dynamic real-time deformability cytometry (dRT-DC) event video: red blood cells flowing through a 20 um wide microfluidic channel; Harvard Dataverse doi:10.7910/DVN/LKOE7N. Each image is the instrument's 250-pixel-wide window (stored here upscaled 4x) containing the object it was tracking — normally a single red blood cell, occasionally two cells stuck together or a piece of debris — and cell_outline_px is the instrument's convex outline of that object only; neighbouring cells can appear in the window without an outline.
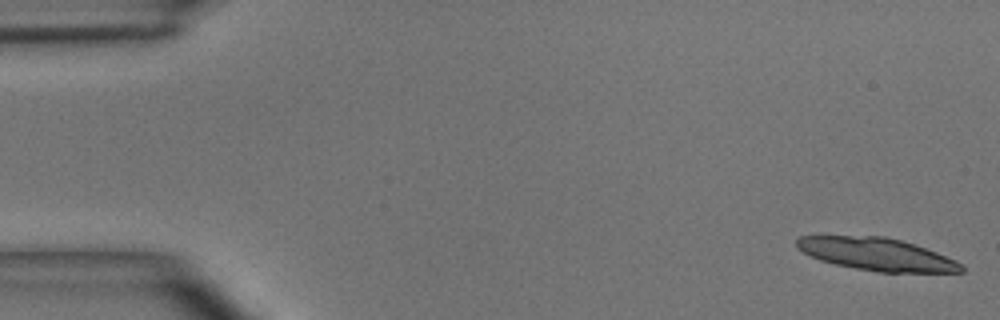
{"species": "common noctule bat (a hibernating species)", "species_latin": "Nyctalus noctula", "temperature_condition": "room temperature", "stored_images_in_passage": 20, "camera_frame_rate_fps": 3000, "um_per_image_px": 0.085, "animal": {"sex": "male", "body_mass_g": 15.6}, "frame": {"image": 1, "passage_image": 1, "time_ms": 0.0, "image_size_px": [1000, 320], "cell_outline_px": [[964, 272], [876, 272], [836, 264], [820, 260], [796, 248], [796, 240], [800, 236], [884, 236], [900, 240], [936, 252], [956, 260], [964, 268]], "centroid_in_image_um": [74.51, 21.61], "position_along_channel_um": 10.5, "area_um2": 30.87}}